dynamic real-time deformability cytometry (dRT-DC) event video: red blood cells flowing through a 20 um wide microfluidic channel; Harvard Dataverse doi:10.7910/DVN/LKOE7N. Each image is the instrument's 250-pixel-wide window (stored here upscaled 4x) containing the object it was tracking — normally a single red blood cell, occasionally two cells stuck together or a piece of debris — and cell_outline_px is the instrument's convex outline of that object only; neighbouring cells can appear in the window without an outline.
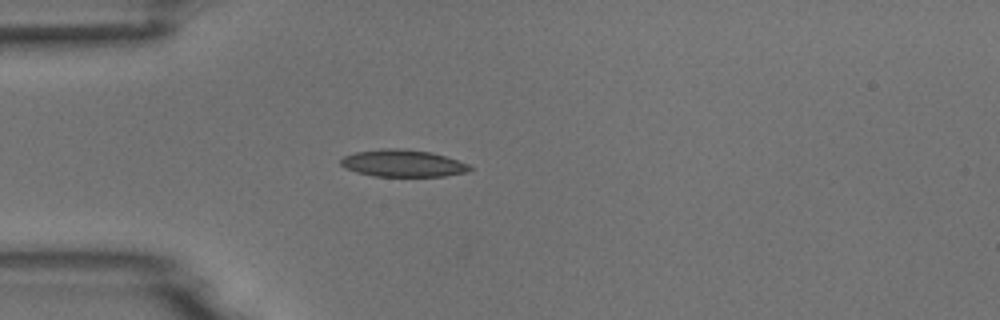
{"species": "common noctule bat (a hibernating species)", "species_latin": "Nyctalus noctula", "temperature_condition": "room temperature", "stored_images_in_passage": 4, "camera_frame_rate_fps": 3000, "um_per_image_px": 0.085, "animal": {"sex": "male", "body_mass_g": 18.8}, "frame": {"image": 1, "passage_image": 4, "time_ms": 3.333, "image_size_px": [1000, 320], "cell_outline_px": [[472, 168], [468, 172], [444, 176], [372, 176], [356, 172], [344, 168], [340, 164], [340, 160], [344, 156], [356, 152], [380, 148], [396, 148], [432, 152], [468, 164]], "centroid_in_image_um": [34.2, 13.88], "position_along_channel_um": 50.8, "area_um2": 20.35}}